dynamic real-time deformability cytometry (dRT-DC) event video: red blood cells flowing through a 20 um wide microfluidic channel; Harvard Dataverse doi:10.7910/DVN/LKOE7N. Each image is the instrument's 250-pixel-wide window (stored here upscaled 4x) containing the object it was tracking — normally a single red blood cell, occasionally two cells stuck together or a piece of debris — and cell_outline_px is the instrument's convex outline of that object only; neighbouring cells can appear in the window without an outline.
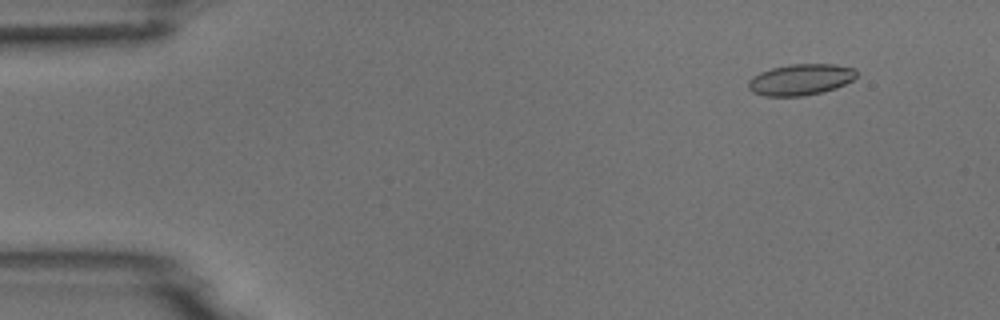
{"species": "common noctule bat (a hibernating species)", "species_latin": "Nyctalus noctula", "temperature_condition": "room temperature", "stored_images_in_passage": 16, "camera_frame_rate_fps": 3000, "um_per_image_px": 0.085, "animal": {"sex": "male", "body_mass_g": 18.8}, "frame": {"image": 1, "passage_image": 6, "time_ms": 1.667, "image_size_px": [1000, 320], "cell_outline_px": [[856, 76], [852, 80], [836, 88], [824, 92], [804, 96], [764, 96], [752, 92], [748, 88], [748, 80], [752, 76], [760, 72], [772, 68], [792, 64], [836, 64], [856, 68]], "centroid_in_image_um": [68.05, 6.77], "position_along_channel_um": 17.0, "area_um2": 19.83}}
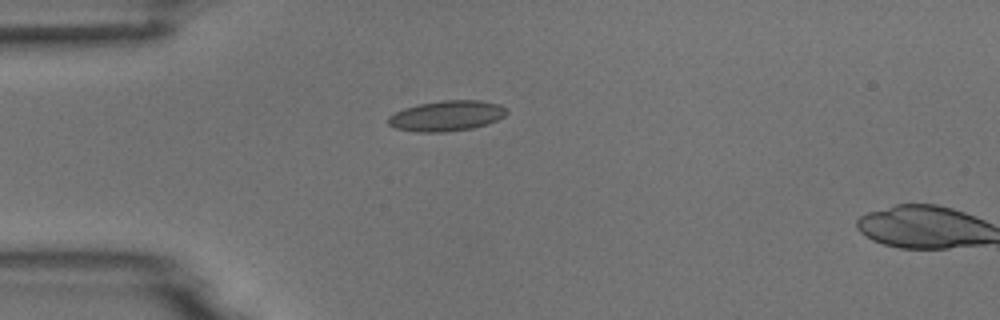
{"frame": {"image": 2, "passage_image": 15, "time_ms": 4.667, "image_size_px": [1000, 320], "cell_outline_px": [[508, 112], [504, 116], [488, 124], [472, 128], [444, 132], [416, 132], [396, 128], [388, 124], [388, 116], [404, 108], [420, 104], [440, 100], [480, 100], [500, 104], [508, 108]], "centroid_in_image_um": [37.99, 9.84], "position_along_channel_um": 47.0, "area_um2": 21.1}}